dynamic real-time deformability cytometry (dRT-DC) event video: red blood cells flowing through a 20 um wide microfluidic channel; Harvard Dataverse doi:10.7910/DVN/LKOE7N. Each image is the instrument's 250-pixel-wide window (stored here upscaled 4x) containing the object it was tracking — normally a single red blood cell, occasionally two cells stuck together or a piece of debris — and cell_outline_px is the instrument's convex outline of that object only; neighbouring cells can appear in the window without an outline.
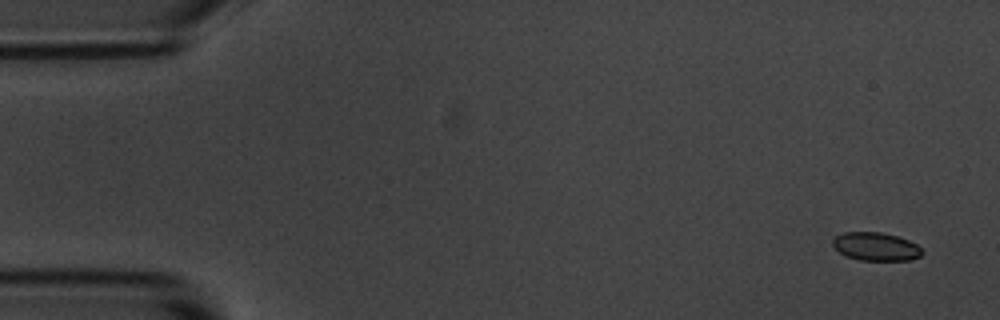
{"species": "common noctule bat (a hibernating species)", "species_latin": "Nyctalus noctula", "temperature_condition": "room temperature", "stored_images_in_passage": 4, "camera_frame_rate_fps": 3000, "um_per_image_px": 0.085, "animal": {"sex": "male", "body_mass_g": 20.1, "forearm_length_mm": 53.5}, "frame": {"image": 1, "passage_image": 1, "time_ms": 0.0, "image_size_px": [1000, 320], "cell_outline_px": [[924, 252], [920, 256], [908, 260], [860, 260], [848, 256], [840, 252], [832, 244], [832, 240], [836, 236], [844, 232], [880, 232], [896, 236], [908, 240], [916, 244]], "centroid_in_image_um": [74.45, 20.95], "position_along_channel_um": 10.6, "area_um2": 14.51}}